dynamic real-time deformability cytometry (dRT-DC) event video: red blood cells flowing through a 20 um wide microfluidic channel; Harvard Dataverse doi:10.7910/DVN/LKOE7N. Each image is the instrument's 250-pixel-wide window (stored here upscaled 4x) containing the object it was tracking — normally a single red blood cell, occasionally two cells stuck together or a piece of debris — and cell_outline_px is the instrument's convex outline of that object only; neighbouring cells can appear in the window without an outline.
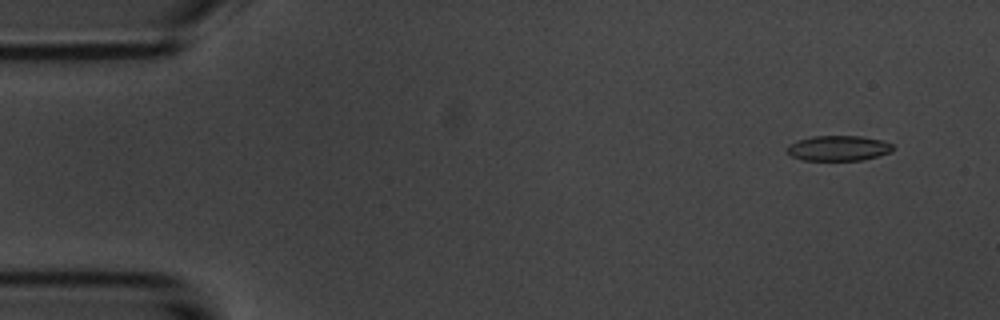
{"species": "common noctule bat (a hibernating species)", "species_latin": "Nyctalus noctula", "temperature_condition": "room temperature", "stored_images_in_passage": 4, "camera_frame_rate_fps": 3000, "um_per_image_px": 0.085, "animal": {"sex": "male", "body_mass_g": 20.1, "forearm_length_mm": 53.5}, "frame": {"image": 1, "passage_image": 1, "time_ms": 0.0, "image_size_px": [1000, 320], "cell_outline_px": [[896, 148], [892, 152], [860, 160], [800, 160], [784, 152], [784, 148], [788, 144], [812, 136], [864, 136], [880, 140], [892, 144]], "centroid_in_image_um": [71.23, 12.59], "position_along_channel_um": 13.8, "area_um2": 15.72}}
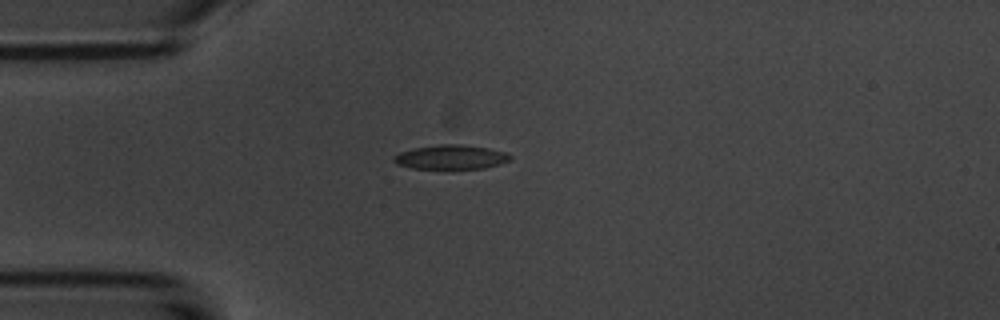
{"frame": {"image": 2, "passage_image": 4, "time_ms": 3.333, "image_size_px": [1000, 320], "cell_outline_px": [[512, 160], [500, 164], [484, 168], [412, 168], [396, 164], [392, 160], [392, 156], [400, 152], [412, 148], [440, 144], [460, 144], [488, 148], [504, 152], [512, 156]], "centroid_in_image_um": [38.31, 13.34], "position_along_channel_um": 46.7, "area_um2": 16.47}}